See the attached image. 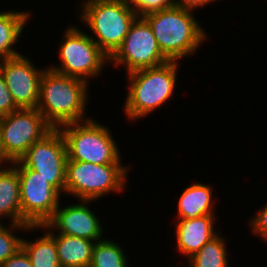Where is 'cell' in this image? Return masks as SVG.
Listing matches in <instances>:
<instances>
[{
  "mask_svg": "<svg viewBox=\"0 0 267 267\" xmlns=\"http://www.w3.org/2000/svg\"><path fill=\"white\" fill-rule=\"evenodd\" d=\"M89 85L46 67L40 79L37 109L53 128L89 120L91 118L85 116Z\"/></svg>",
  "mask_w": 267,
  "mask_h": 267,
  "instance_id": "1",
  "label": "cell"
},
{
  "mask_svg": "<svg viewBox=\"0 0 267 267\" xmlns=\"http://www.w3.org/2000/svg\"><path fill=\"white\" fill-rule=\"evenodd\" d=\"M193 14L194 11L172 6L143 16L152 28L162 54L169 61L194 56L207 40L208 34Z\"/></svg>",
  "mask_w": 267,
  "mask_h": 267,
  "instance_id": "2",
  "label": "cell"
},
{
  "mask_svg": "<svg viewBox=\"0 0 267 267\" xmlns=\"http://www.w3.org/2000/svg\"><path fill=\"white\" fill-rule=\"evenodd\" d=\"M179 66L178 61H169L126 74L128 92L123 111L130 121L149 116L174 96Z\"/></svg>",
  "mask_w": 267,
  "mask_h": 267,
  "instance_id": "3",
  "label": "cell"
},
{
  "mask_svg": "<svg viewBox=\"0 0 267 267\" xmlns=\"http://www.w3.org/2000/svg\"><path fill=\"white\" fill-rule=\"evenodd\" d=\"M80 6L79 20L90 28L94 35L90 37L110 58L139 16L125 0H82Z\"/></svg>",
  "mask_w": 267,
  "mask_h": 267,
  "instance_id": "4",
  "label": "cell"
},
{
  "mask_svg": "<svg viewBox=\"0 0 267 267\" xmlns=\"http://www.w3.org/2000/svg\"><path fill=\"white\" fill-rule=\"evenodd\" d=\"M94 164L85 161L66 162L65 194L78 200H93L125 191L130 166Z\"/></svg>",
  "mask_w": 267,
  "mask_h": 267,
  "instance_id": "5",
  "label": "cell"
},
{
  "mask_svg": "<svg viewBox=\"0 0 267 267\" xmlns=\"http://www.w3.org/2000/svg\"><path fill=\"white\" fill-rule=\"evenodd\" d=\"M110 127L97 120L68 123L59 127L67 148V160L94 164H122L121 150Z\"/></svg>",
  "mask_w": 267,
  "mask_h": 267,
  "instance_id": "6",
  "label": "cell"
},
{
  "mask_svg": "<svg viewBox=\"0 0 267 267\" xmlns=\"http://www.w3.org/2000/svg\"><path fill=\"white\" fill-rule=\"evenodd\" d=\"M62 38L58 52L60 65L49 66V69L90 83V78L101 76L105 64L110 65L109 57L76 25H68Z\"/></svg>",
  "mask_w": 267,
  "mask_h": 267,
  "instance_id": "7",
  "label": "cell"
},
{
  "mask_svg": "<svg viewBox=\"0 0 267 267\" xmlns=\"http://www.w3.org/2000/svg\"><path fill=\"white\" fill-rule=\"evenodd\" d=\"M12 164L20 178L21 224H46L62 203L61 194L38 172L25 167L19 160Z\"/></svg>",
  "mask_w": 267,
  "mask_h": 267,
  "instance_id": "8",
  "label": "cell"
},
{
  "mask_svg": "<svg viewBox=\"0 0 267 267\" xmlns=\"http://www.w3.org/2000/svg\"><path fill=\"white\" fill-rule=\"evenodd\" d=\"M52 129L37 108H19L0 117L1 145L5 156L11 162L20 160L30 146Z\"/></svg>",
  "mask_w": 267,
  "mask_h": 267,
  "instance_id": "9",
  "label": "cell"
},
{
  "mask_svg": "<svg viewBox=\"0 0 267 267\" xmlns=\"http://www.w3.org/2000/svg\"><path fill=\"white\" fill-rule=\"evenodd\" d=\"M169 60L162 54L151 26L143 17L131 25L121 46L109 58L114 67H126L127 74L145 68L166 64Z\"/></svg>",
  "mask_w": 267,
  "mask_h": 267,
  "instance_id": "10",
  "label": "cell"
},
{
  "mask_svg": "<svg viewBox=\"0 0 267 267\" xmlns=\"http://www.w3.org/2000/svg\"><path fill=\"white\" fill-rule=\"evenodd\" d=\"M67 159L65 139L59 128H53L30 146L19 161L38 172L62 195L65 193Z\"/></svg>",
  "mask_w": 267,
  "mask_h": 267,
  "instance_id": "11",
  "label": "cell"
},
{
  "mask_svg": "<svg viewBox=\"0 0 267 267\" xmlns=\"http://www.w3.org/2000/svg\"><path fill=\"white\" fill-rule=\"evenodd\" d=\"M0 68L6 85L18 108H37L40 79L46 68H37L23 54L2 60Z\"/></svg>",
  "mask_w": 267,
  "mask_h": 267,
  "instance_id": "12",
  "label": "cell"
},
{
  "mask_svg": "<svg viewBox=\"0 0 267 267\" xmlns=\"http://www.w3.org/2000/svg\"><path fill=\"white\" fill-rule=\"evenodd\" d=\"M78 203L58 205L52 218L46 223L55 233L86 238L95 242L103 240V225L91 210L93 200H78ZM89 205V206H88Z\"/></svg>",
  "mask_w": 267,
  "mask_h": 267,
  "instance_id": "13",
  "label": "cell"
},
{
  "mask_svg": "<svg viewBox=\"0 0 267 267\" xmlns=\"http://www.w3.org/2000/svg\"><path fill=\"white\" fill-rule=\"evenodd\" d=\"M216 215L200 216L194 219H178L176 223V248L187 260L198 252L218 231L214 228ZM217 231V232H216Z\"/></svg>",
  "mask_w": 267,
  "mask_h": 267,
  "instance_id": "14",
  "label": "cell"
},
{
  "mask_svg": "<svg viewBox=\"0 0 267 267\" xmlns=\"http://www.w3.org/2000/svg\"><path fill=\"white\" fill-rule=\"evenodd\" d=\"M40 230H46L54 238L61 267L90 266L95 241L55 233L47 224L41 225Z\"/></svg>",
  "mask_w": 267,
  "mask_h": 267,
  "instance_id": "15",
  "label": "cell"
},
{
  "mask_svg": "<svg viewBox=\"0 0 267 267\" xmlns=\"http://www.w3.org/2000/svg\"><path fill=\"white\" fill-rule=\"evenodd\" d=\"M212 188L209 184L195 182L184 189L177 203V219H194L200 216L215 215L216 203L213 200Z\"/></svg>",
  "mask_w": 267,
  "mask_h": 267,
  "instance_id": "16",
  "label": "cell"
},
{
  "mask_svg": "<svg viewBox=\"0 0 267 267\" xmlns=\"http://www.w3.org/2000/svg\"><path fill=\"white\" fill-rule=\"evenodd\" d=\"M0 167V222L21 224L20 178L17 168L11 164Z\"/></svg>",
  "mask_w": 267,
  "mask_h": 267,
  "instance_id": "17",
  "label": "cell"
},
{
  "mask_svg": "<svg viewBox=\"0 0 267 267\" xmlns=\"http://www.w3.org/2000/svg\"><path fill=\"white\" fill-rule=\"evenodd\" d=\"M30 14V11L19 10L0 12V62L21 55L13 46L17 44L19 37H22Z\"/></svg>",
  "mask_w": 267,
  "mask_h": 267,
  "instance_id": "18",
  "label": "cell"
},
{
  "mask_svg": "<svg viewBox=\"0 0 267 267\" xmlns=\"http://www.w3.org/2000/svg\"><path fill=\"white\" fill-rule=\"evenodd\" d=\"M21 248L28 255L33 267H61L55 240L46 230L34 240L22 238Z\"/></svg>",
  "mask_w": 267,
  "mask_h": 267,
  "instance_id": "19",
  "label": "cell"
},
{
  "mask_svg": "<svg viewBox=\"0 0 267 267\" xmlns=\"http://www.w3.org/2000/svg\"><path fill=\"white\" fill-rule=\"evenodd\" d=\"M219 232L207 242L198 252L190 257L186 264L189 267H229L226 237Z\"/></svg>",
  "mask_w": 267,
  "mask_h": 267,
  "instance_id": "20",
  "label": "cell"
},
{
  "mask_svg": "<svg viewBox=\"0 0 267 267\" xmlns=\"http://www.w3.org/2000/svg\"><path fill=\"white\" fill-rule=\"evenodd\" d=\"M122 246L114 240L103 239L95 243L89 267H130ZM129 264V265H128Z\"/></svg>",
  "mask_w": 267,
  "mask_h": 267,
  "instance_id": "21",
  "label": "cell"
},
{
  "mask_svg": "<svg viewBox=\"0 0 267 267\" xmlns=\"http://www.w3.org/2000/svg\"><path fill=\"white\" fill-rule=\"evenodd\" d=\"M5 225L2 220L0 222V265L21 248L22 237L17 236V231L22 230L25 234L26 231L28 233L40 230V226H29L27 224L9 223L8 227Z\"/></svg>",
  "mask_w": 267,
  "mask_h": 267,
  "instance_id": "22",
  "label": "cell"
},
{
  "mask_svg": "<svg viewBox=\"0 0 267 267\" xmlns=\"http://www.w3.org/2000/svg\"><path fill=\"white\" fill-rule=\"evenodd\" d=\"M136 12L139 17L145 14L170 8L172 0H125Z\"/></svg>",
  "mask_w": 267,
  "mask_h": 267,
  "instance_id": "23",
  "label": "cell"
},
{
  "mask_svg": "<svg viewBox=\"0 0 267 267\" xmlns=\"http://www.w3.org/2000/svg\"><path fill=\"white\" fill-rule=\"evenodd\" d=\"M251 217L248 222L250 225L251 233L259 236L261 241L267 243V204L258 210V213Z\"/></svg>",
  "mask_w": 267,
  "mask_h": 267,
  "instance_id": "24",
  "label": "cell"
},
{
  "mask_svg": "<svg viewBox=\"0 0 267 267\" xmlns=\"http://www.w3.org/2000/svg\"><path fill=\"white\" fill-rule=\"evenodd\" d=\"M17 109L19 108L12 98L0 68V117L8 115Z\"/></svg>",
  "mask_w": 267,
  "mask_h": 267,
  "instance_id": "25",
  "label": "cell"
},
{
  "mask_svg": "<svg viewBox=\"0 0 267 267\" xmlns=\"http://www.w3.org/2000/svg\"><path fill=\"white\" fill-rule=\"evenodd\" d=\"M0 267H33L26 252L20 248L13 256L3 262Z\"/></svg>",
  "mask_w": 267,
  "mask_h": 267,
  "instance_id": "26",
  "label": "cell"
},
{
  "mask_svg": "<svg viewBox=\"0 0 267 267\" xmlns=\"http://www.w3.org/2000/svg\"><path fill=\"white\" fill-rule=\"evenodd\" d=\"M218 0H172L173 5L178 8L187 9L191 11H197L198 8L205 7Z\"/></svg>",
  "mask_w": 267,
  "mask_h": 267,
  "instance_id": "27",
  "label": "cell"
},
{
  "mask_svg": "<svg viewBox=\"0 0 267 267\" xmlns=\"http://www.w3.org/2000/svg\"><path fill=\"white\" fill-rule=\"evenodd\" d=\"M6 163V164H5ZM11 165L12 162L5 156V153L1 145V133H0V167Z\"/></svg>",
  "mask_w": 267,
  "mask_h": 267,
  "instance_id": "28",
  "label": "cell"
}]
</instances>
